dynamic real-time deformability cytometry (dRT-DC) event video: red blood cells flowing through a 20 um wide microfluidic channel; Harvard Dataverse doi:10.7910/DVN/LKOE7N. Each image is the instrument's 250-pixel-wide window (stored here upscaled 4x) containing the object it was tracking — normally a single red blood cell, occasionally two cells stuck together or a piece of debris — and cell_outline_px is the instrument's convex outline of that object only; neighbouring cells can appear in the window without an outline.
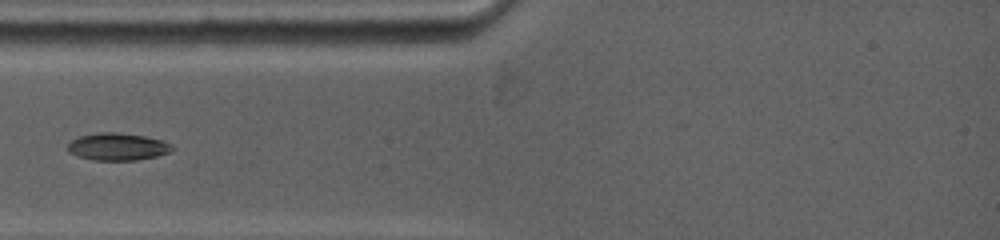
{"species": "common noctule bat (a hibernating species)", "species_latin": "Nyctalus noctula", "temperature_condition": "warm", "stored_images_in_passage": 36, "camera_frame_rate_fps": 5000, "um_per_image_px": 0.085, "animal": {"sex": "female", "body_mass_g": 19.0, "forearm_length_mm": 53.3}, "frame": {"image": 1, "passage_image": 1, "time_ms": 0.0, "image_size_px": [1000, 240], "cell_outline_px": [[176, 148], [168, 152], [156, 156], [136, 160], [92, 160], [76, 156], [68, 152], [68, 144], [72, 140], [80, 136], [96, 132], [120, 132], [144, 136], [164, 140], [172, 144]], "centroid_in_image_um": [10.0, 12.46], "position_along_channel_um": 75.0, "area_um2": 16.82}}
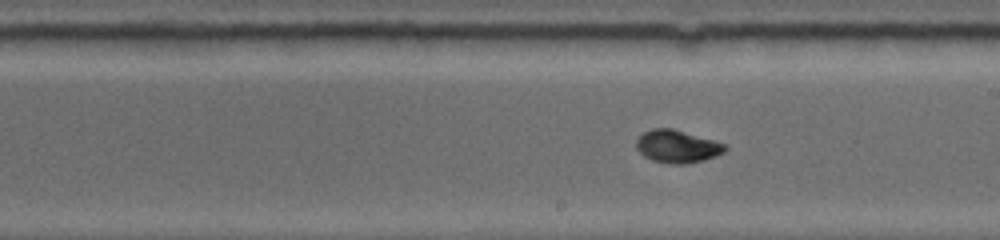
{"frame": {"image": 2, "passage_image": 12, "time_ms": 4.0, "image_size_px": [1000, 240], "cell_outline_px": [[728, 148], [724, 152], [716, 156], [684, 164], [672, 164], [652, 160], [644, 156], [636, 148], [636, 140], [644, 132], [652, 128], [672, 128], [712, 140], [724, 144]], "centroid_in_image_um": [57.53, 12.44], "position_along_channel_um": 231.5, "area_um2": 16.65}}
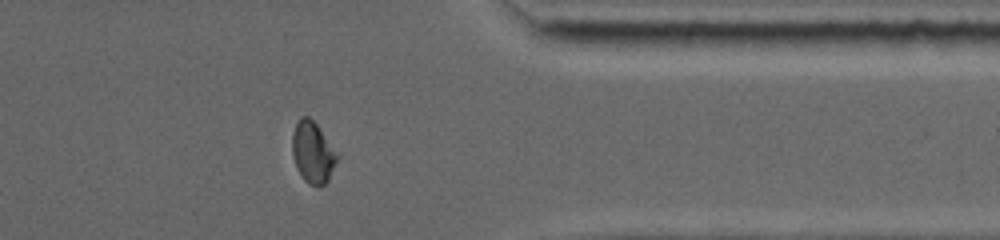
{"frame": {"image": 3, "passage_image": 23, "time_ms": 8.2, "image_size_px": [1000, 240], "cell_outline_px": [[340, 156], [328, 180], [324, 184], [308, 184], [304, 180], [296, 164], [292, 152], [292, 132], [300, 116], [308, 116], [316, 124]], "centroid_in_image_um": [26.59, 12.92], "position_along_channel_um": 384.8, "area_um2": 15.78}}